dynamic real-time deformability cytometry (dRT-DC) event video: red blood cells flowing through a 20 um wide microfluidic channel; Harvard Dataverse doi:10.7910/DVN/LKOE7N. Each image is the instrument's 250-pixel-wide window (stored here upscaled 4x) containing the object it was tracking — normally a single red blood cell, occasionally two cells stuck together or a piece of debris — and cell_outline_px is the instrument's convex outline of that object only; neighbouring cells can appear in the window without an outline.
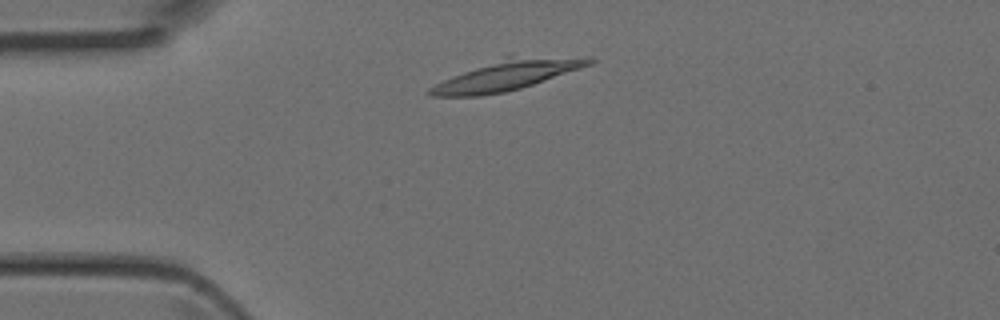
{"species": "Egyptian fruit bat (a non-hibernating species)", "species_latin": "Rousettus aegyptiacus", "temperature_condition": "room temperature", "stored_images_in_passage": 1, "camera_frame_rate_fps": 3000, "um_per_image_px": 0.085, "animal": {"sex": "female"}, "frame": {"image": 1, "passage_image": 1, "time_ms": 0.0, "image_size_px": [1000, 320], "cell_outline_px": [[596, 60], [592, 64], [520, 88], [504, 92], [480, 96], [432, 96], [424, 92], [428, 88], [452, 76], [508, 52], [512, 52], [592, 56]], "centroid_in_image_um": [43.2, 6.27], "position_along_channel_um": 41.8, "area_um2": 29.65}}